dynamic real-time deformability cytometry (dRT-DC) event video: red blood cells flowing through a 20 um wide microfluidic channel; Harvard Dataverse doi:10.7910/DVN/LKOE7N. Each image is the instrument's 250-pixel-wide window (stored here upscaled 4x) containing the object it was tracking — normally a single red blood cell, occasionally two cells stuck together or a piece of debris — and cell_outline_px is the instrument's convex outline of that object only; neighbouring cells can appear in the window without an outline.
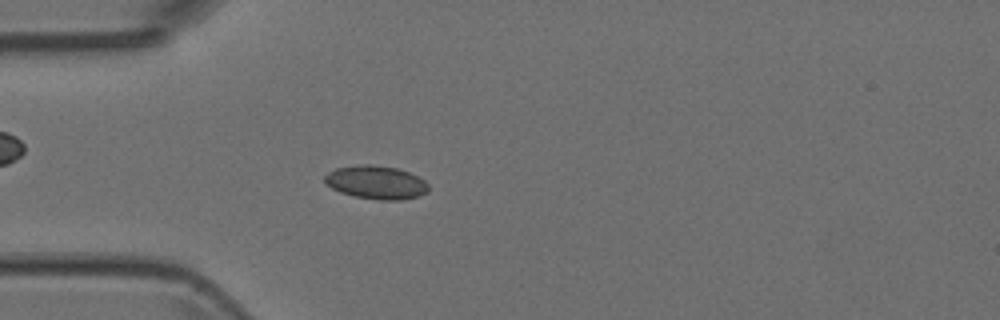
{"species": "Egyptian fruit bat (a non-hibernating species)", "species_latin": "Rousettus aegyptiacus", "temperature_condition": "room temperature", "stored_images_in_passage": 51, "camera_frame_rate_fps": 3000, "um_per_image_px": 0.085, "animal": {"sex": "female"}, "frame": {"image": 1, "passage_image": 14, "time_ms": 4.333, "image_size_px": [1000, 320], "cell_outline_px": [[428, 192], [416, 196], [400, 200], [380, 200], [356, 196], [340, 192], [324, 184], [324, 176], [328, 172], [336, 168], [364, 164], [368, 164], [396, 168], [408, 172], [424, 180], [428, 184]], "centroid_in_image_um": [31.94, 15.5], "position_along_channel_um": 53.1, "area_um2": 20.0}}
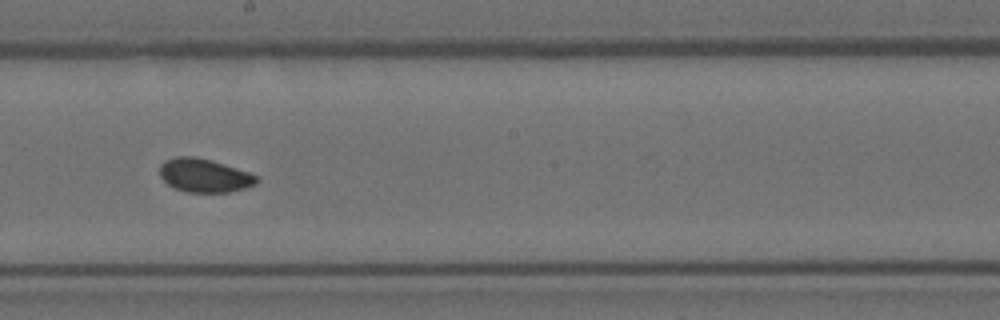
{"frame": {"image": 2, "passage_image": 28, "time_ms": 9.0, "image_size_px": [1000, 320], "cell_outline_px": [[260, 180], [256, 184], [244, 188], [228, 192], [188, 192], [176, 188], [168, 184], [160, 176], [160, 164], [164, 160], [176, 156], [196, 156], [212, 160], [248, 172], [256, 176]], "centroid_in_image_um": [17.35, 14.9], "position_along_channel_um": 230.8, "area_um2": 18.9}}
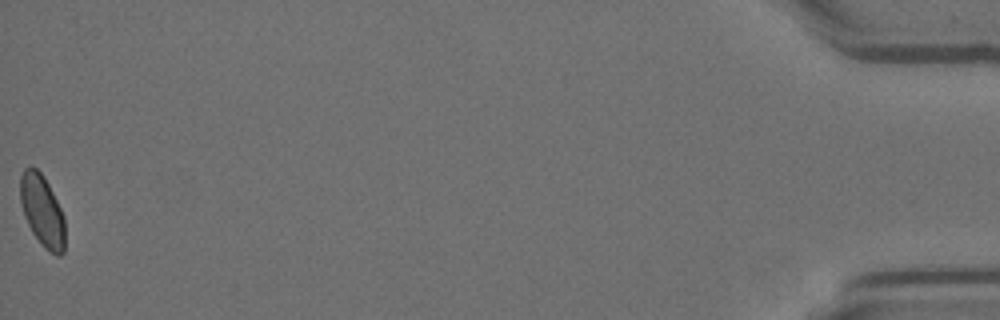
{"frame": {"image": 3, "passage_image": 51, "time_ms": 16.667, "image_size_px": [1000, 320], "cell_outline_px": [[64, 252], [60, 256], [56, 256], [48, 252], [44, 248], [32, 232], [24, 216], [20, 200], [20, 176], [24, 168], [28, 164], [36, 168], [44, 176], [64, 216]], "centroid_in_image_um": [3.57, 17.91], "position_along_channel_um": 431.6, "area_um2": 18.79}}